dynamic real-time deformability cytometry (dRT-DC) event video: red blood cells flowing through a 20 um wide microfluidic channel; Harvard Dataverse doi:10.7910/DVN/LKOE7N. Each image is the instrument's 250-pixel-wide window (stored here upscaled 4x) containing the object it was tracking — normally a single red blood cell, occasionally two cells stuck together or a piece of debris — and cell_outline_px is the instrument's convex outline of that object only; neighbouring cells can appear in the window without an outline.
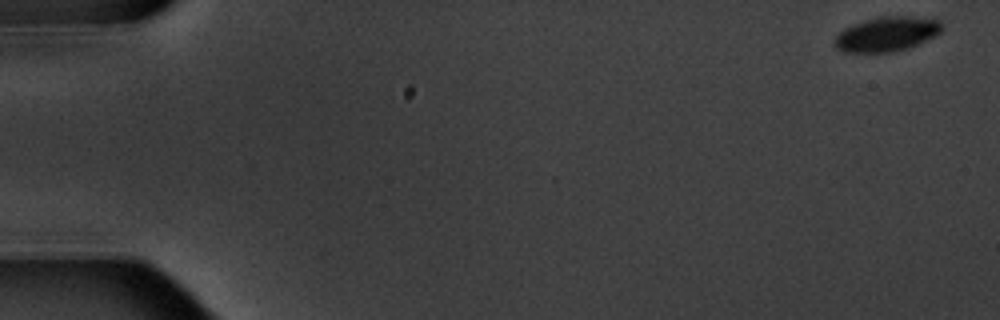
{"species": "common noctule bat (a hibernating species)", "species_latin": "Nyctalus noctula", "temperature_condition": "warm", "stored_images_in_passage": 5, "camera_frame_rate_fps": 3000, "um_per_image_px": 0.085, "animal": {"sex": "male", "body_mass_g": 20.1, "forearm_length_mm": 53.5}, "frame": {"image": 1, "passage_image": 1, "time_ms": 0.0, "image_size_px": [1000, 320], "cell_outline_px": [[944, 28], [940, 32], [908, 48], [892, 52], [844, 52], [836, 48], [832, 44], [836, 36], [844, 28], [852, 24], [880, 16], [912, 16], [940, 20]], "centroid_in_image_um": [75.34, 2.89], "position_along_channel_um": 9.7, "area_um2": 21.56}}